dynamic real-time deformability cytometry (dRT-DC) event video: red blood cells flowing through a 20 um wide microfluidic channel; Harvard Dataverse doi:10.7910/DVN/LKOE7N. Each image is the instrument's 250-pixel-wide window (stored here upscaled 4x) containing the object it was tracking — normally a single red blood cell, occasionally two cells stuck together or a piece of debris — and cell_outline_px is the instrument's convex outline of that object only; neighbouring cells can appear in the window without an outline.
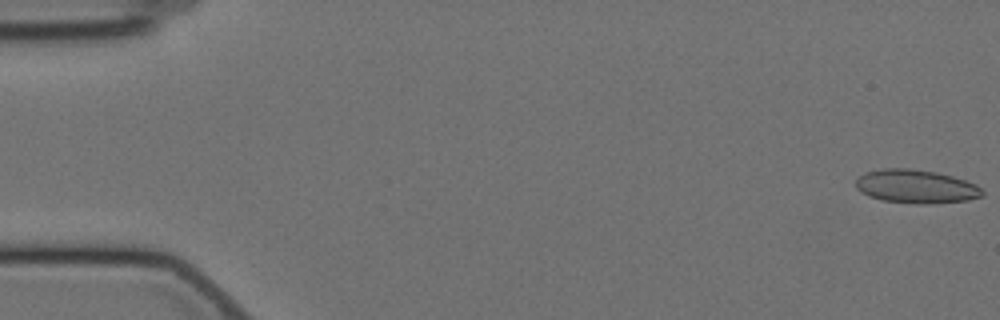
{"species": "Egyptian fruit bat (a non-hibernating species)", "species_latin": "Rousettus aegyptiacus", "temperature_condition": "cold", "stored_images_in_passage": 58, "camera_frame_rate_fps": 3000, "um_per_image_px": 0.085, "animal": {"sex": "female"}, "frame": {"image": 1, "passage_image": 1, "time_ms": 0.0, "image_size_px": [1000, 320], "cell_outline_px": [[984, 196], [968, 200], [928, 204], [916, 204], [880, 200], [868, 196], [860, 192], [856, 188], [856, 180], [864, 172], [884, 168], [908, 168], [936, 172], [952, 176], [976, 184], [984, 192]], "centroid_in_image_um": [77.84, 15.86], "position_along_channel_um": 7.2, "area_um2": 24.91}}
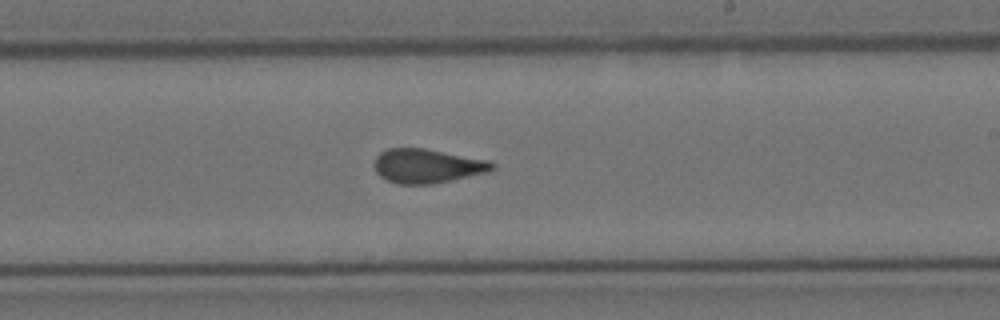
{"frame": {"image": 2, "passage_image": 34, "time_ms": 11.0, "image_size_px": [1000, 320], "cell_outline_px": [[496, 168], [488, 172], [432, 184], [396, 184], [380, 176], [376, 172], [372, 164], [376, 156], [380, 152], [388, 148], [424, 148], [488, 160], [496, 164]], "centroid_in_image_um": [36.29, 14.1], "position_along_channel_um": 252.7, "area_um2": 23.58}}
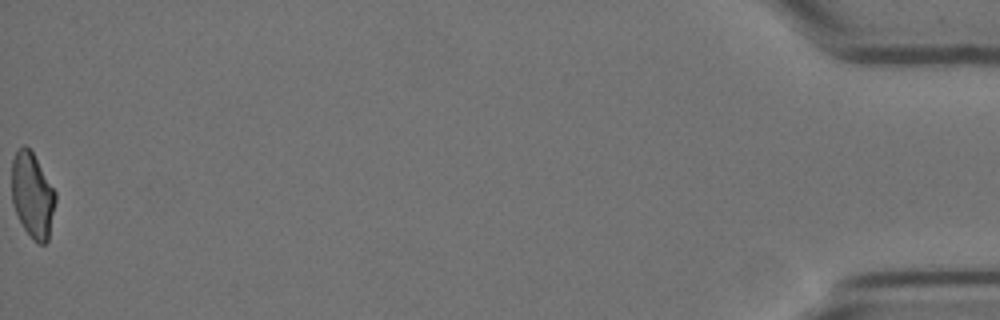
{"frame": {"image": 3, "passage_image": 58, "time_ms": 19.0, "image_size_px": [1000, 320], "cell_outline_px": [[56, 200], [48, 240], [44, 244], [36, 244], [32, 240], [24, 228], [12, 204], [12, 160], [16, 152], [24, 144], [32, 152], [56, 192]], "centroid_in_image_um": [2.76, 16.63], "position_along_channel_um": 432.4, "area_um2": 21.62}, "authors_computed_cell_mechanics": {"area_um2": 23.8714, "velocity_mm_per_s": 3.5147, "shape_relaxation_time_tau1_ms": null, "shape_relaxation_time_tau2_ms": 1.4414, "deformation_change_tau1": null, "deformation_change_tau2": 0.0712}}